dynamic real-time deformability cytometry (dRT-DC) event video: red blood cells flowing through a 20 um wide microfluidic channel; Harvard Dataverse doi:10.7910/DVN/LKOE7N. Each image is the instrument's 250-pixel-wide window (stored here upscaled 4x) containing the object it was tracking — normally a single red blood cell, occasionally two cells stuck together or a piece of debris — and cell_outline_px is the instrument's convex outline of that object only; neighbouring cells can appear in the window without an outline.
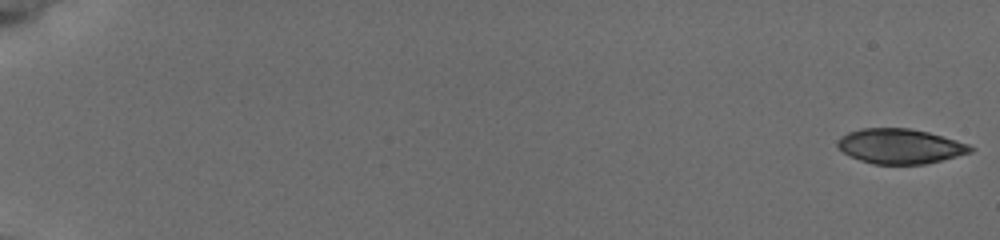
{"species": "common noctule bat (a hibernating species)", "species_latin": "Nyctalus noctula", "temperature_condition": "cold", "stored_images_in_passage": 43, "camera_frame_rate_fps": 3000, "um_per_image_px": 0.085, "animal": {"sex": "female", "body_mass_g": 19.5, "forearm_length_mm": 54.1}, "frame": {"image": 1, "passage_image": 1, "time_ms": 0.0, "image_size_px": [1000, 240], "cell_outline_px": [[976, 148], [972, 152], [924, 164], [872, 164], [860, 160], [844, 152], [836, 144], [836, 140], [840, 136], [848, 132], [864, 128], [908, 128], [928, 132], [956, 140], [968, 144]], "centroid_in_image_um": [76.5, 12.42], "position_along_channel_um": 8.5, "area_um2": 26.88}}
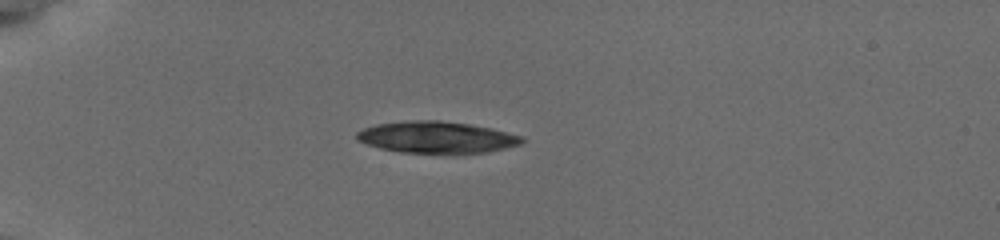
{"frame": {"image": 2, "passage_image": 10, "time_ms": 5.333, "image_size_px": [1000, 240], "cell_outline_px": [[524, 140], [520, 144], [504, 148], [484, 152], [400, 152], [380, 148], [356, 140], [356, 132], [364, 128], [376, 124], [412, 120], [440, 120], [468, 124], [492, 128], [524, 136]], "centroid_in_image_um": [37.1, 11.65], "position_along_channel_um": 47.9, "area_um2": 30.06}}
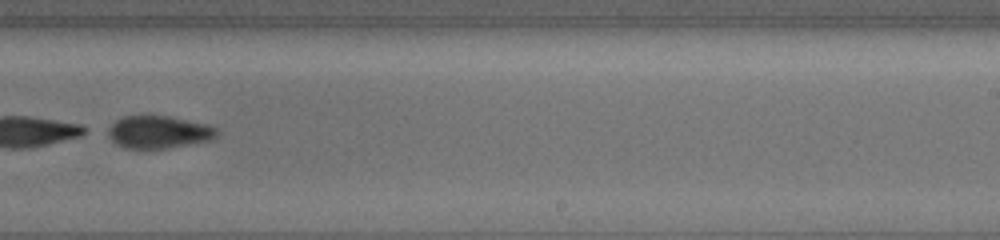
{"frame": {"image": 3, "passage_image": 29, "time_ms": 12.333, "image_size_px": [1000, 240], "cell_outline_px": [[220, 132], [212, 140], [168, 148], [124, 148], [116, 144], [108, 136], [108, 128], [116, 120], [124, 116], [168, 116], [212, 124]], "centroid_in_image_um": [13.54, 11.22], "position_along_channel_um": 275.5, "area_um2": 20.81}, "authors_computed_cell_mechanics": {"area_um2": 28.6688, "velocity_mm_per_s": 3.8208, "shape_relaxation_time_tau1_ms": 1.6891, "shape_relaxation_time_tau2_ms": null, "deformation_change_tau1": 0.2649, "deformation_change_tau2": null}}